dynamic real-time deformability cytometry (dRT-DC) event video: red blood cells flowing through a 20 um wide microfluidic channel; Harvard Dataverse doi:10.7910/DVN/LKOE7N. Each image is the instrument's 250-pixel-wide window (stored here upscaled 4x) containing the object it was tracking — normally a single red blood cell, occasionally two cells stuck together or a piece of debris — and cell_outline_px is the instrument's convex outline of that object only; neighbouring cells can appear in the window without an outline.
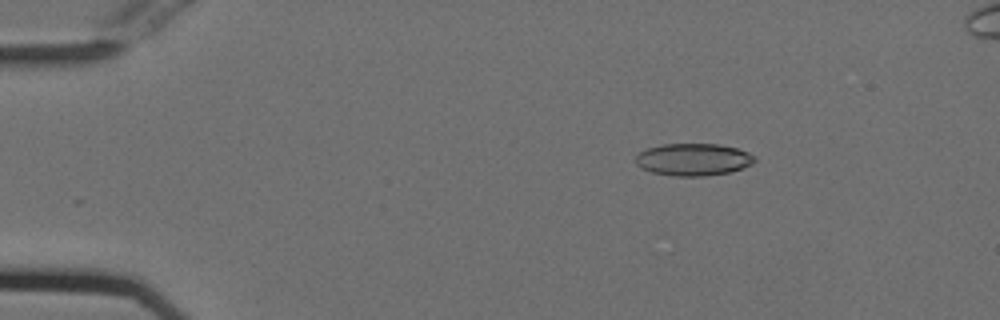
{"species": "Egyptian fruit bat (a non-hibernating species)", "species_latin": "Rousettus aegyptiacus", "temperature_condition": "cold", "stored_images_in_passage": 53, "camera_frame_rate_fps": 3000, "um_per_image_px": 0.085, "animal": {"sex": "female"}, "frame": {"image": 1, "passage_image": 8, "time_ms": 2.333, "image_size_px": [1000, 320], "cell_outline_px": [[756, 160], [752, 164], [744, 168], [732, 172], [704, 176], [676, 176], [652, 172], [636, 164], [636, 152], [644, 148], [660, 144], [720, 144], [736, 148], [748, 152], [756, 156]], "centroid_in_image_um": [58.94, 13.55], "position_along_channel_um": 26.1, "area_um2": 22.66}}
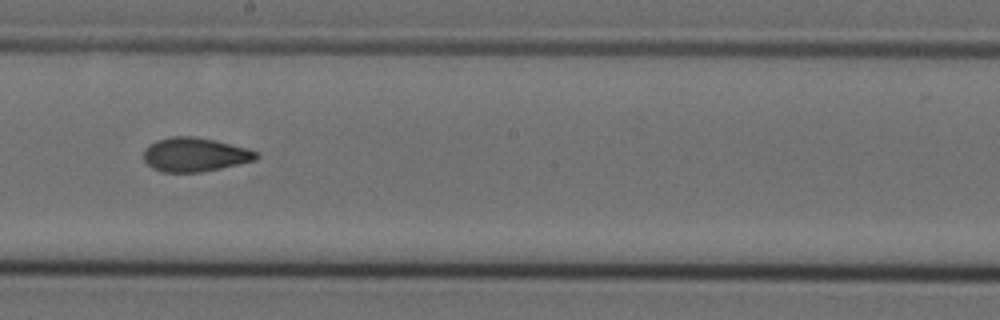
{"frame": {"image": 2, "passage_image": 30, "time_ms": 9.667, "image_size_px": [1000, 320], "cell_outline_px": [[260, 156], [256, 160], [220, 168], [200, 172], [160, 172], [152, 168], [144, 160], [144, 152], [148, 144], [156, 140], [172, 136], [192, 136], [216, 140], [248, 148], [260, 152]], "centroid_in_image_um": [16.58, 13.13], "position_along_channel_um": 231.6, "area_um2": 22.48}}
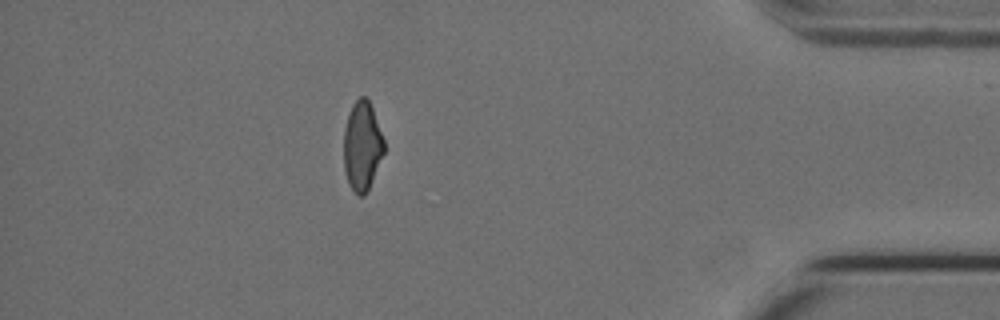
{"frame": {"image": 3, "passage_image": 47, "time_ms": 15.333, "image_size_px": [1000, 320], "cell_outline_px": [[384, 152], [372, 180], [364, 196], [356, 196], [348, 184], [344, 172], [344, 128], [352, 104], [360, 96], [364, 96], [368, 100], [372, 108], [384, 140]], "centroid_in_image_um": [30.76, 12.44], "position_along_channel_um": 404.4, "area_um2": 20.87}, "authors_computed_cell_mechanics": {"area_um2": 22.253, "velocity_mm_per_s": 3.7839, "shape_relaxation_time_tau1_ms": null, "shape_relaxation_time_tau2_ms": 2.0812, "deformation_change_tau1": null, "deformation_change_tau2": 0.0846}}